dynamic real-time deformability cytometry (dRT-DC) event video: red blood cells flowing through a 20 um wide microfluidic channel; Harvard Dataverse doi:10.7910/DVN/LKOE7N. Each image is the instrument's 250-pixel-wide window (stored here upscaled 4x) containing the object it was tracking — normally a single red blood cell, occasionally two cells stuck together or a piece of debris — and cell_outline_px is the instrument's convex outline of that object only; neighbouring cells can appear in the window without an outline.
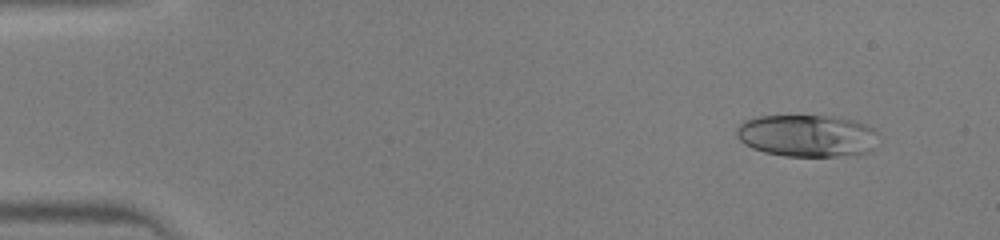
{"species": "human", "species_latin": "Homo sapiens", "temperature_condition": "warm", "stored_images_in_passage": 45, "camera_frame_rate_fps": 3000, "um_per_image_px": 0.085, "donor": {"sex": "male"}, "frame": {"image": 1, "passage_image": 4, "time_ms": 1.0, "image_size_px": [1000, 240], "cell_outline_px": [[880, 132], [872, 148], [868, 152], [856, 156], [784, 156], [764, 152], [752, 148], [744, 144], [736, 136], [736, 128], [744, 120], [756, 116], [832, 116], [856, 120]], "centroid_in_image_um": [68.61, 11.54], "position_along_channel_um": 16.4, "area_um2": 35.32}}
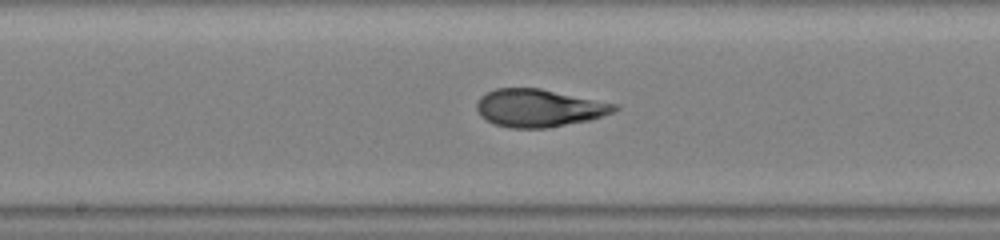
{"frame": {"image": 2, "passage_image": 24, "time_ms": 7.667, "image_size_px": [1000, 240], "cell_outline_px": [[620, 108], [612, 112], [588, 120], [548, 128], [512, 128], [496, 124], [480, 116], [476, 108], [476, 104], [480, 96], [496, 88], [540, 88], [620, 104]], "centroid_in_image_um": [45.82, 9.17], "position_along_channel_um": 202.4, "area_um2": 30.29}}
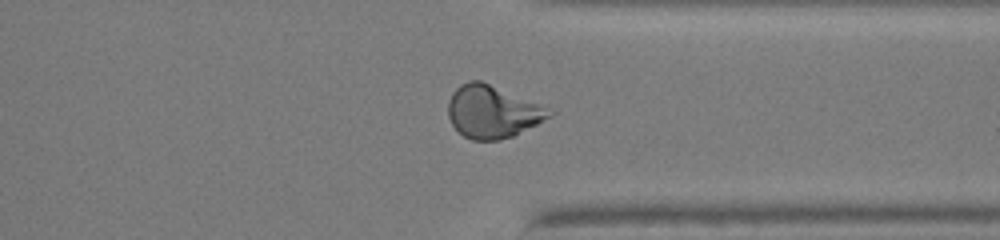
{"frame": {"image": 3, "passage_image": 35, "time_ms": 11.333, "image_size_px": [1000, 240], "cell_outline_px": [[556, 112], [552, 116], [512, 136], [500, 140], [472, 140], [464, 136], [452, 124], [448, 116], [448, 100], [452, 92], [460, 84], [468, 80], [480, 80]], "centroid_in_image_um": [41.81, 9.5], "position_along_channel_um": 369.6, "area_um2": 30.46}}